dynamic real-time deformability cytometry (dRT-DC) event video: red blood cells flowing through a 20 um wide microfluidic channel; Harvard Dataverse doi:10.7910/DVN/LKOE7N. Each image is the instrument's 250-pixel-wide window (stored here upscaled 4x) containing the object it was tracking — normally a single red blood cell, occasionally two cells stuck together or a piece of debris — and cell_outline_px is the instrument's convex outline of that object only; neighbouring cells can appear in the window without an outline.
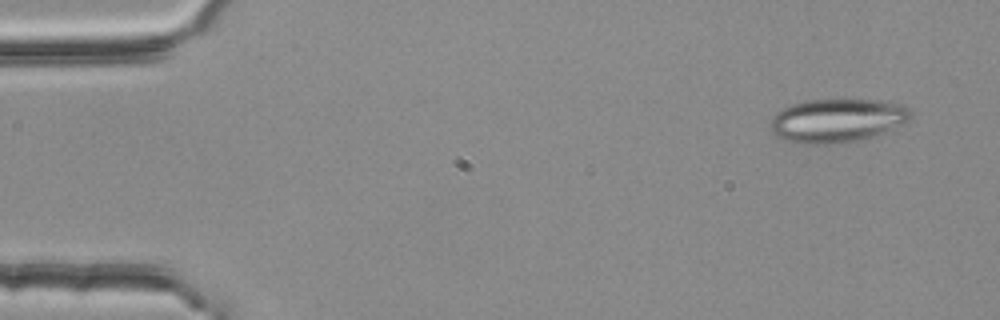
{"species": "common noctule bat (a hibernating species)", "species_latin": "Nyctalus noctula", "temperature_condition": "room temperature", "stored_images_in_passage": 52, "camera_frame_rate_fps": 3000, "um_per_image_px": 0.085, "animal": {"sex": "female", "body_mass_g": 25.1}, "frame": {"image": 1, "passage_image": 1, "time_ms": 0.0, "image_size_px": [1000, 320], "cell_outline_px": [[912, 116], [908, 120], [884, 132], [860, 140], [836, 144], [804, 144], [784, 140], [776, 136], [772, 132], [768, 124], [776, 112], [780, 108], [792, 104], [808, 100], [876, 100], [900, 104], [908, 108], [912, 112]], "centroid_in_image_um": [71.09, 10.25], "position_along_channel_um": 13.9, "area_um2": 35.72}}
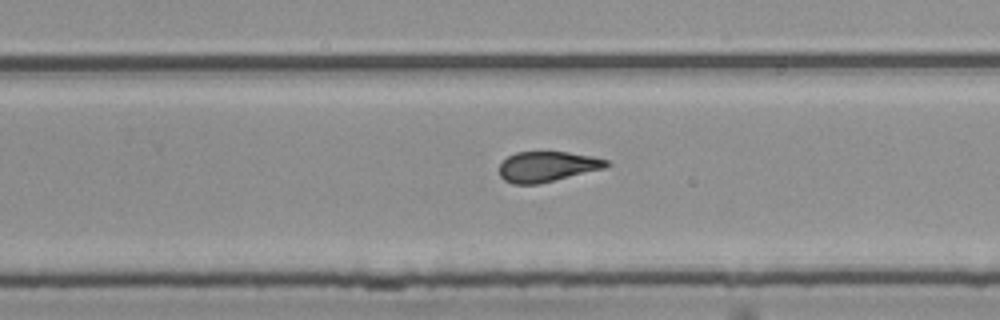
{"frame": {"image": 2, "passage_image": 32, "time_ms": 10.333, "image_size_px": [1000, 320], "cell_outline_px": [[612, 164], [604, 168], [536, 184], [512, 184], [504, 180], [500, 176], [500, 164], [508, 156], [516, 152], [568, 152], [592, 156], [608, 160]], "centroid_in_image_um": [46.51, 14.15], "position_along_channel_um": 283.3, "area_um2": 18.73}}
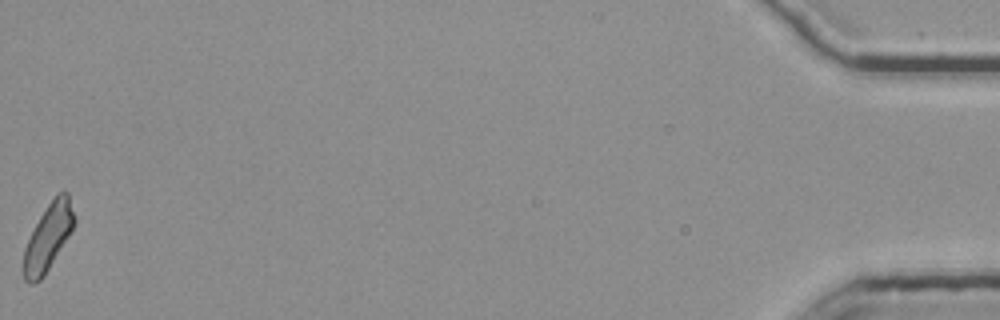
{"frame": {"image": 3, "passage_image": 52, "time_ms": 17.0, "image_size_px": [1000, 320], "cell_outline_px": [[76, 220], [72, 232], [44, 276], [40, 280], [32, 284], [28, 284], [24, 280], [24, 248], [40, 216], [56, 192], [64, 188], [68, 192]], "centroid_in_image_um": [4.13, 20.12], "position_along_channel_um": 431.1, "area_um2": 19.83}, "authors_computed_cell_mechanics": {"area_um2": 19.8832, "velocity_mm_per_s": 3.7569, "shape_relaxation_time_tau1_ms": null, "shape_relaxation_time_tau2_ms": 2.0845, "deformation_change_tau1": null, "deformation_change_tau2": 0.1031}}